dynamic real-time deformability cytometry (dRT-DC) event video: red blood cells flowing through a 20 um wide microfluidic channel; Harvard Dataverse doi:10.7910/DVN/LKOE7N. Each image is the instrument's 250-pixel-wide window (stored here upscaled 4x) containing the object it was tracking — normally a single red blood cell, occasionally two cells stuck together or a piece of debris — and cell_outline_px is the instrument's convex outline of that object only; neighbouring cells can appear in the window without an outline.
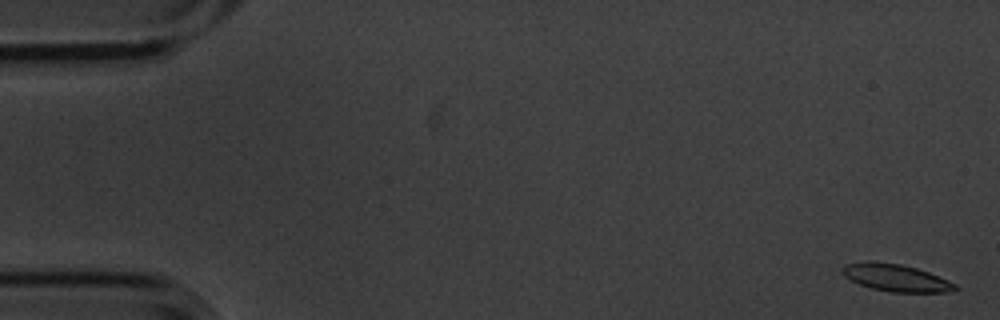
{"species": "common noctule bat (a hibernating species)", "species_latin": "Nyctalus noctula", "temperature_condition": "cold", "stored_images_in_passage": 6, "camera_frame_rate_fps": 3000, "um_per_image_px": 0.085, "animal": {"sex": "male", "body_mass_g": 20.1, "forearm_length_mm": 53.5}, "frame": {"image": 1, "passage_image": 1, "time_ms": 0.0, "image_size_px": [1000, 320], "cell_outline_px": [[960, 288], [948, 292], [892, 292], [872, 288], [860, 284], [844, 276], [840, 272], [840, 268], [844, 264], [864, 260], [872, 260], [900, 264], [916, 268], [928, 272], [948, 280], [956, 284]], "centroid_in_image_um": [76.1, 23.59], "position_along_channel_um": 8.9, "area_um2": 18.09}}
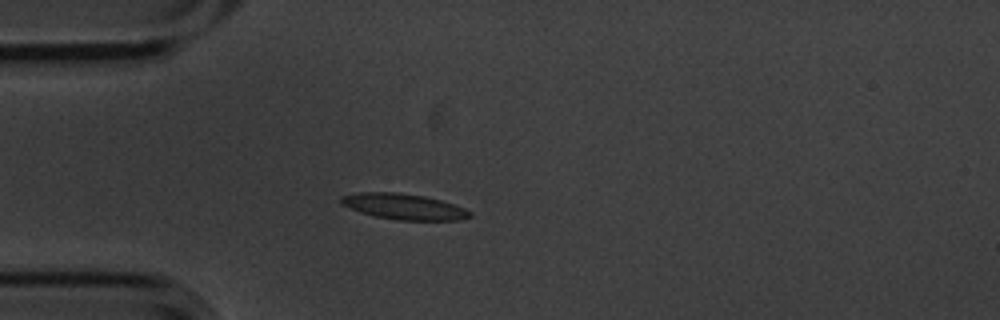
{"frame": {"image": 2, "passage_image": 5, "time_ms": 1.333, "image_size_px": [1000, 320], "cell_outline_px": [[472, 216], [460, 220], [400, 220], [376, 216], [360, 212], [340, 204], [340, 196], [360, 192], [396, 192], [424, 196], [440, 200], [464, 208], [472, 212]], "centroid_in_image_um": [34.31, 17.55], "position_along_channel_um": 50.7, "area_um2": 19.25}}